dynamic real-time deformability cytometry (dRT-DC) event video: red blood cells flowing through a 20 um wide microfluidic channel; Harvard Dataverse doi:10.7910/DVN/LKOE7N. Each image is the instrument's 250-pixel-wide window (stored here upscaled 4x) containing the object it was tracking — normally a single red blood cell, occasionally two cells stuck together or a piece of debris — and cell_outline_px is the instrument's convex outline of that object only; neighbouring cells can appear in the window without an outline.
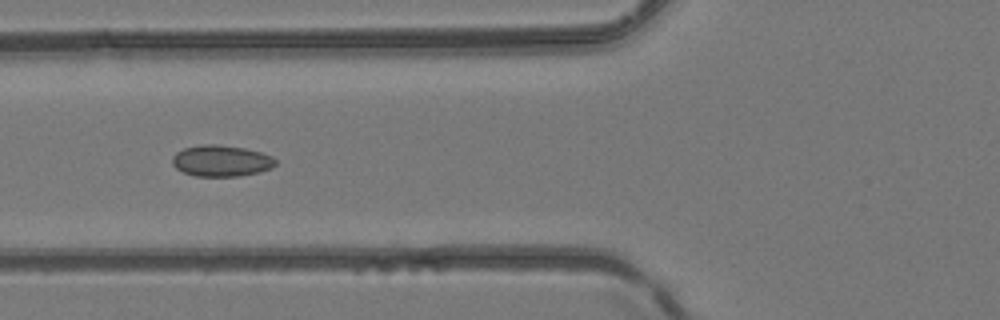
{"species": "common noctule bat (a hibernating species)", "species_latin": "Nyctalus noctula", "temperature_condition": "room temperature", "stored_images_in_passage": 5, "camera_frame_rate_fps": 3000, "um_per_image_px": 0.085, "animal": {"sex": "female", "body_mass_g": 24.6, "forearm_length_mm": 56.2}, "frame": {"image": 1, "passage_image": 5, "time_ms": 1.333, "image_size_px": [1000, 320], "cell_outline_px": [[276, 164], [272, 168], [260, 172], [240, 176], [196, 176], [184, 172], [176, 168], [172, 164], [172, 156], [176, 152], [184, 148], [200, 144], [216, 144], [244, 148], [260, 152], [272, 156], [276, 160]], "centroid_in_image_um": [18.8, 13.67], "position_along_channel_um": 107.0, "area_um2": 18.9}}